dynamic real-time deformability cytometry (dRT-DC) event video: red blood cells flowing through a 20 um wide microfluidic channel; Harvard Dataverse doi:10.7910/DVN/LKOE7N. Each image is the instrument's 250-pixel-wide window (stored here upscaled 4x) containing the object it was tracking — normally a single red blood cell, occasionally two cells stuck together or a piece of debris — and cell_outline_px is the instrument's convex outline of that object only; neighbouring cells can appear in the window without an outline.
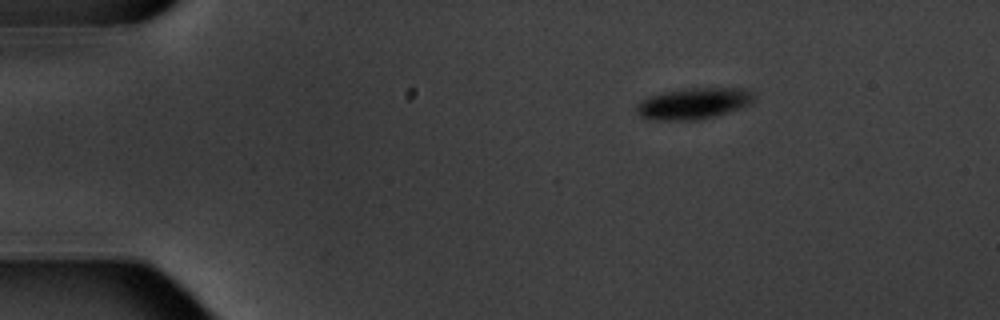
{"species": "common noctule bat (a hibernating species)", "species_latin": "Nyctalus noctula", "temperature_condition": "warm", "stored_images_in_passage": 3, "camera_frame_rate_fps": 3000, "um_per_image_px": 0.085, "animal": {"sex": "male", "body_mass_g": 20.1, "forearm_length_mm": 53.5}, "frame": {"image": 1, "passage_image": 1, "time_ms": 0.0, "image_size_px": [1000, 320], "cell_outline_px": [[756, 100], [752, 104], [716, 116], [696, 120], [648, 120], [640, 116], [636, 112], [636, 104], [648, 96], [664, 92], [692, 88], [744, 88], [752, 92], [756, 96]], "centroid_in_image_um": [58.97, 8.8], "position_along_channel_um": 26.0, "area_um2": 21.62}}